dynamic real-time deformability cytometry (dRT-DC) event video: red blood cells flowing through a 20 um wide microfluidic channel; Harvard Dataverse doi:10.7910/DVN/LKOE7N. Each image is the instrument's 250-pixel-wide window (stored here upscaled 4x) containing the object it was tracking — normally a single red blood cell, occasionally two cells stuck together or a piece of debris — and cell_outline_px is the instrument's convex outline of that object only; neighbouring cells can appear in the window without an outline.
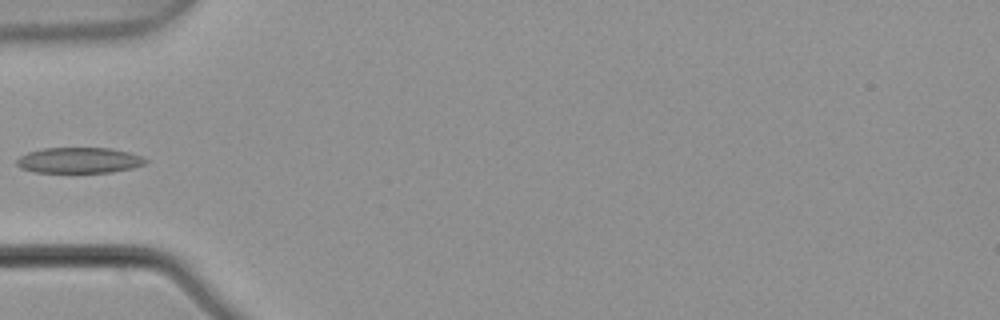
{"species": "common noctule bat (a hibernating species)", "species_latin": "Nyctalus noctula", "temperature_condition": "warm", "stored_images_in_passage": 3, "camera_frame_rate_fps": 3000, "um_per_image_px": 0.085, "animal": {"sex": "male", "body_mass_g": 21.5, "forearm_length_mm": 52.0}, "frame": {"image": 1, "passage_image": 3, "time_ms": 0.667, "image_size_px": [1000, 320], "cell_outline_px": [[148, 160], [144, 164], [132, 168], [112, 172], [36, 172], [20, 168], [16, 164], [16, 160], [20, 156], [28, 152], [44, 148], [112, 148], [128, 152], [140, 156]], "centroid_in_image_um": [6.71, 13.62], "position_along_channel_um": 78.3, "area_um2": 19.19}}